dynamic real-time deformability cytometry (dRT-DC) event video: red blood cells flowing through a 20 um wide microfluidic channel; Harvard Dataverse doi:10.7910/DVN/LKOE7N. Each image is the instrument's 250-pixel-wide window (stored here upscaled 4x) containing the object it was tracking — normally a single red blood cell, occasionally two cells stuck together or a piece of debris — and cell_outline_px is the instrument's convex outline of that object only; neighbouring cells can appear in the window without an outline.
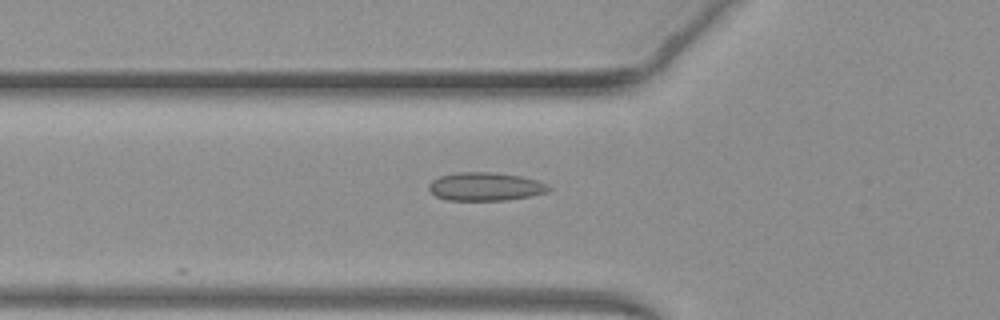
{"species": "common noctule bat (a hibernating species)", "species_latin": "Nyctalus noctula", "temperature_condition": "warm", "stored_images_in_passage": 13, "camera_frame_rate_fps": 3000, "um_per_image_px": 0.085, "animal": {"sex": "female", "body_mass_g": 19.3, "forearm_length_mm": 54.1}, "frame": {"image": 1, "passage_image": 4, "time_ms": 1.0, "image_size_px": [1000, 320], "cell_outline_px": [[552, 188], [548, 192], [532, 196], [504, 200], [448, 200], [436, 196], [428, 188], [428, 184], [432, 180], [440, 176], [456, 172], [488, 172], [520, 176], [536, 180], [548, 184]], "centroid_in_image_um": [41.27, 15.86], "position_along_channel_um": 84.5, "area_um2": 19.77}}
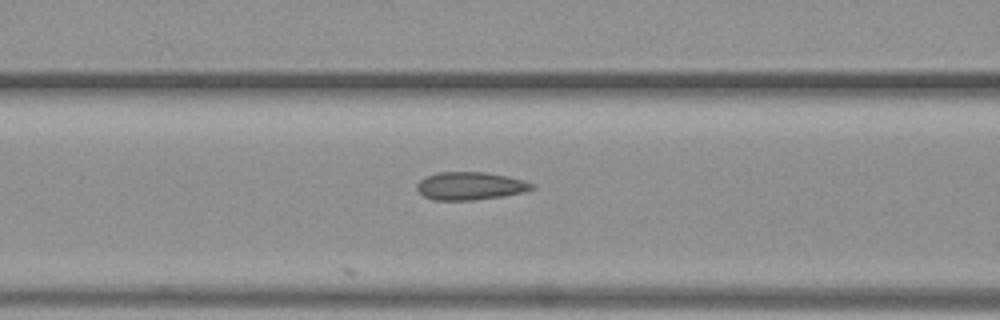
{"frame": {"image": 2, "passage_image": 7, "time_ms": 2.0, "image_size_px": [1000, 320], "cell_outline_px": [[536, 188], [524, 192], [504, 196], [476, 200], [432, 200], [424, 196], [416, 188], [416, 184], [424, 176], [436, 172], [484, 172], [508, 176], [524, 180], [536, 184]], "centroid_in_image_um": [39.99, 15.8], "position_along_channel_um": 126.6, "area_um2": 19.02}}
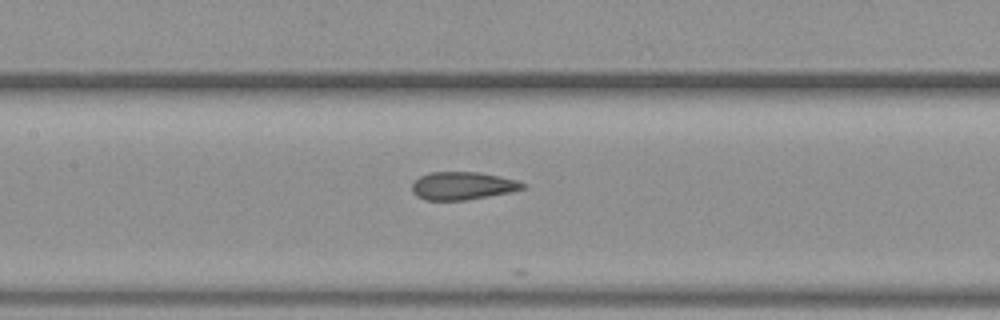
{"frame": {"image": 3, "passage_image": 10, "time_ms": 3.0, "image_size_px": [1000, 320], "cell_outline_px": [[528, 188], [512, 192], [468, 200], [424, 200], [416, 196], [412, 192], [412, 184], [420, 176], [432, 172], [480, 172], [500, 176], [516, 180], [524, 184]], "centroid_in_image_um": [39.34, 15.8], "position_along_channel_um": 168.1, "area_um2": 18.15}}